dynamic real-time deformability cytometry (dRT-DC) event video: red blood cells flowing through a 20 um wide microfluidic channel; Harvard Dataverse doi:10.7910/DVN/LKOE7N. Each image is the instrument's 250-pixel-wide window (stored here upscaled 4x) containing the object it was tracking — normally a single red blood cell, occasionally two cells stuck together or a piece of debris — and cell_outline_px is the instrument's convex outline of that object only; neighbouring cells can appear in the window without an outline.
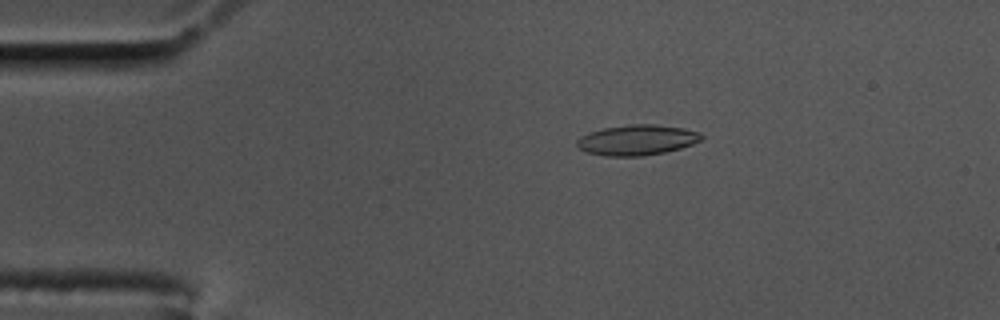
{"species": "common noctule bat (a hibernating species)", "species_latin": "Nyctalus noctula", "temperature_condition": "cold", "stored_images_in_passage": 57, "camera_frame_rate_fps": 3000, "um_per_image_px": 0.085, "animal": {"sex": "male", "body_mass_g": 17.5, "forearm_length_mm": 52.3}, "frame": {"image": 1, "passage_image": 10, "time_ms": 3.0, "image_size_px": [1000, 320], "cell_outline_px": [[704, 140], [680, 148], [664, 152], [640, 156], [604, 156], [588, 152], [580, 148], [576, 144], [576, 140], [580, 136], [604, 128], [628, 124], [656, 124], [684, 128], [700, 132], [704, 136]], "centroid_in_image_um": [54.19, 11.89], "position_along_channel_um": 30.8, "area_um2": 22.08}}
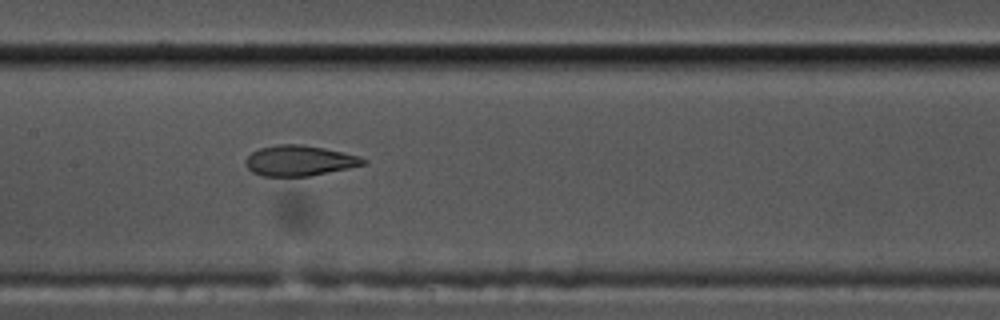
{"frame": {"image": 2, "passage_image": 27, "time_ms": 8.667, "image_size_px": [1000, 320], "cell_outline_px": [[368, 164], [308, 176], [260, 176], [252, 172], [244, 164], [248, 156], [252, 152], [260, 148], [280, 144], [300, 144], [324, 148], [360, 156], [368, 160]], "centroid_in_image_um": [25.46, 13.66], "position_along_channel_um": 181.9, "area_um2": 20.87}}
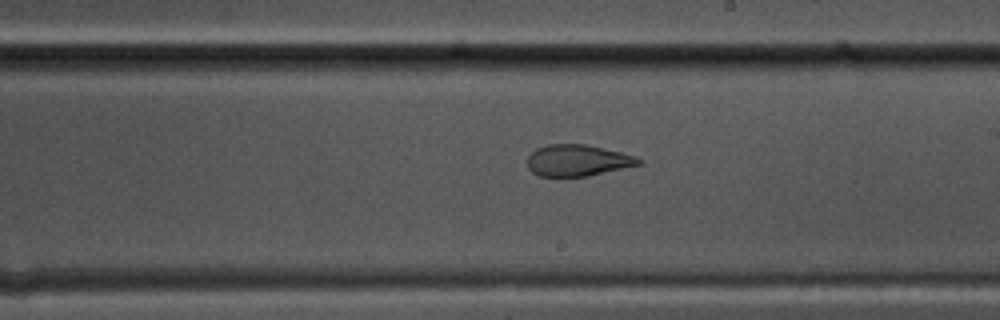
{"frame": {"image": 3, "passage_image": 32, "time_ms": 10.333, "image_size_px": [1000, 320], "cell_outline_px": [[644, 164], [588, 176], [540, 176], [532, 172], [528, 168], [528, 156], [536, 148], [548, 144], [584, 144], [620, 152], [636, 156], [644, 160]], "centroid_in_image_um": [49.14, 13.64], "position_along_channel_um": 239.9, "area_um2": 20.46}, "authors_computed_cell_mechanics": {"area_um2": 21.5594, "velocity_mm_per_s": 3.4913, "shape_relaxation_time_tau1_ms": null, "shape_relaxation_time_tau2_ms": 1.7683, "deformation_change_tau1": null, "deformation_change_tau2": 0.0728}}